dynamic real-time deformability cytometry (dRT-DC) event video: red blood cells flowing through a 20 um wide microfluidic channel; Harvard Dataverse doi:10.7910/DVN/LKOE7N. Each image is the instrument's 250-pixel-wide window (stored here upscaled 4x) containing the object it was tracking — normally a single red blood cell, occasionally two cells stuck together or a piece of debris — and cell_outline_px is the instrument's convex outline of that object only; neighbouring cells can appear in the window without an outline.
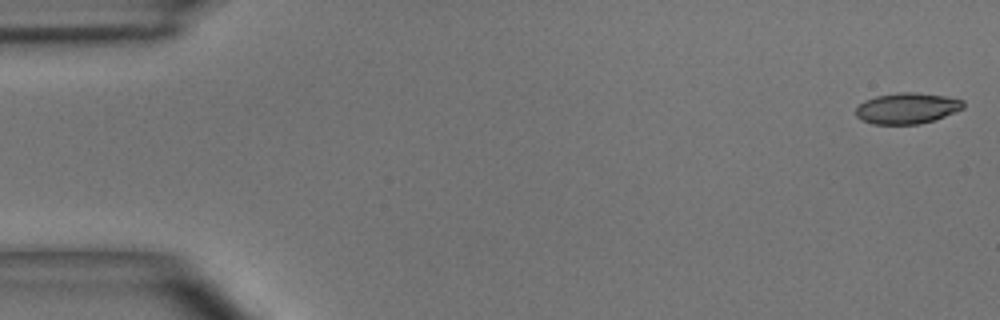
{"species": "common noctule bat (a hibernating species)", "species_latin": "Nyctalus noctula", "temperature_condition": "room temperature", "stored_images_in_passage": 14, "camera_frame_rate_fps": 3000, "um_per_image_px": 0.085, "animal": {"sex": "male", "body_mass_g": 15.6}, "frame": {"image": 1, "passage_image": 1, "time_ms": 0.0, "image_size_px": [1000, 320], "cell_outline_px": [[964, 108], [936, 120], [920, 124], [872, 124], [860, 120], [856, 116], [856, 108], [864, 100], [876, 96], [900, 92], [916, 92], [944, 96], [964, 100]], "centroid_in_image_um": [77.1, 9.21], "position_along_channel_um": 7.9, "area_um2": 19.54}}
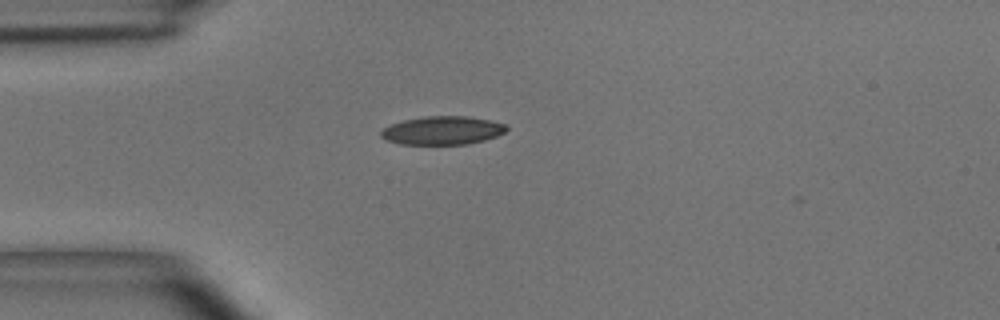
{"frame": {"image": 2, "passage_image": 13, "time_ms": 4.0, "image_size_px": [1000, 320], "cell_outline_px": [[508, 128], [504, 132], [496, 136], [484, 140], [468, 144], [400, 144], [384, 140], [380, 136], [380, 132], [384, 128], [392, 124], [404, 120], [424, 116], [468, 116], [508, 124]], "centroid_in_image_um": [37.6, 11.09], "position_along_channel_um": 47.4, "area_um2": 20.81}}